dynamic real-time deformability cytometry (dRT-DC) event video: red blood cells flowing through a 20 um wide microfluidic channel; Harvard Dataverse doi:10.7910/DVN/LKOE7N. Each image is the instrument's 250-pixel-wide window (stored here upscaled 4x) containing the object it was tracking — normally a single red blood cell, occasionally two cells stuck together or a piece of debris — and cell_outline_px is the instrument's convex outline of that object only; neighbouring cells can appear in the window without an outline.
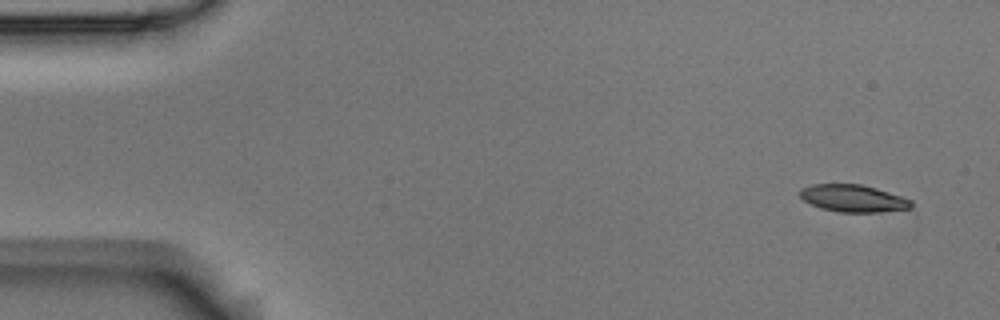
{"species": "Egyptian fruit bat (a non-hibernating species)", "species_latin": "Rousettus aegyptiacus", "temperature_condition": "room temperature", "stored_images_in_passage": 5, "camera_frame_rate_fps": 3000, "um_per_image_px": 0.085, "animal": {"sex": "male"}, "frame": {"image": 1, "passage_image": 1, "time_ms": 0.0, "image_size_px": [1000, 320], "cell_outline_px": [[912, 208], [876, 212], [840, 212], [820, 208], [804, 200], [800, 196], [800, 188], [812, 184], [860, 184], [876, 188], [912, 200]], "centroid_in_image_um": [72.5, 16.85], "position_along_channel_um": 12.5, "area_um2": 17.51}}
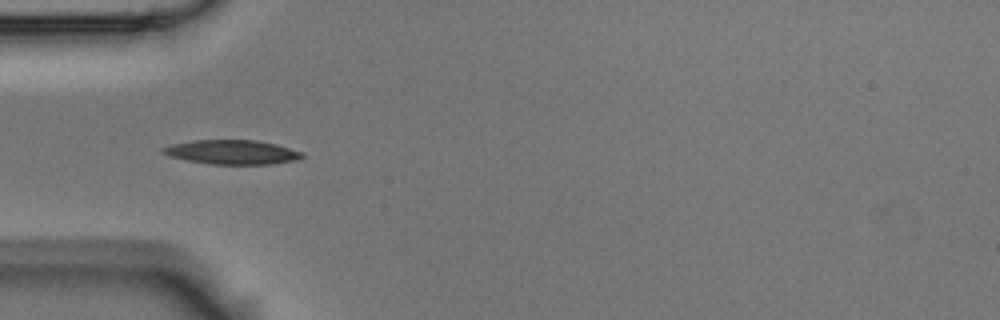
{"frame": {"image": 2, "passage_image": 5, "time_ms": 1.333, "image_size_px": [1000, 320], "cell_outline_px": [[304, 156], [300, 160], [272, 164], [212, 164], [188, 160], [168, 156], [160, 152], [160, 148], [172, 144], [192, 140], [256, 140], [276, 144], [304, 152]], "centroid_in_image_um": [19.74, 12.93], "position_along_channel_um": 65.3, "area_um2": 19.88}}